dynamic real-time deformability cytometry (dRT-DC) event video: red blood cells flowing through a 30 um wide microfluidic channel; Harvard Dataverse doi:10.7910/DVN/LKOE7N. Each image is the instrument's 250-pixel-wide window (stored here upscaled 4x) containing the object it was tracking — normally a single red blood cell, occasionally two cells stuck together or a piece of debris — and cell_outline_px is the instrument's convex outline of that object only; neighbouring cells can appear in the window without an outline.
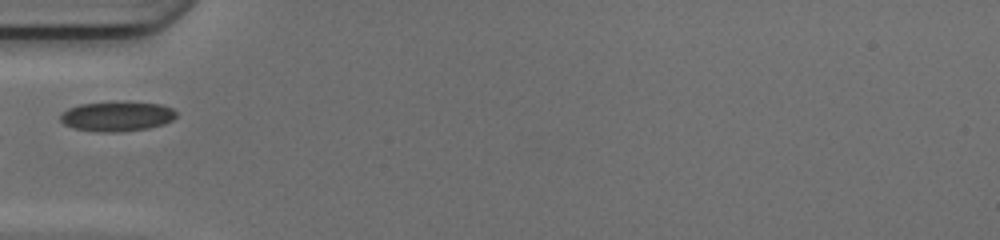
{"species": "common noctule bat (a hibernating species)", "species_latin": "Nyctalus noctula", "temperature_condition": "cold", "stored_images_in_passage": 21, "camera_frame_rate_fps": 3000, "um_per_image_px": 0.085, "animal": {"sex": "female", "body_mass_g": 17.0, "forearm_length_mm": 48.0}, "frame": {"image": 1, "passage_image": 1, "time_ms": 0.0, "image_size_px": [1000, 240], "cell_outline_px": [[176, 116], [172, 120], [164, 124], [148, 128], [116, 132], [104, 132], [76, 128], [64, 124], [60, 120], [60, 112], [68, 108], [80, 104], [160, 104], [172, 108], [176, 112]], "centroid_in_image_um": [9.92, 9.92], "position_along_channel_um": 75.1, "area_um2": 19.25}}